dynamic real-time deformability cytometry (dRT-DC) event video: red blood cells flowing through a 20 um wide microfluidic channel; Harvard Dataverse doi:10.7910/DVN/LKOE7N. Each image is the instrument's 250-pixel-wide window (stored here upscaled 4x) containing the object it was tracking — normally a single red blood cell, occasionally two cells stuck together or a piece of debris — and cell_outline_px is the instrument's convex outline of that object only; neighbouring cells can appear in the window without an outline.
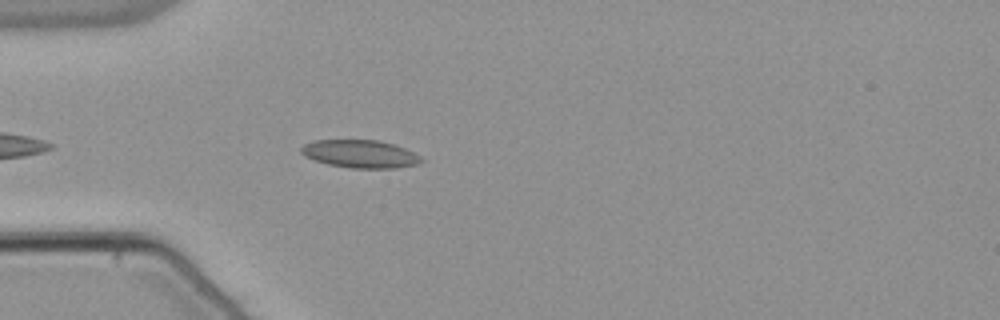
{"species": "common noctule bat (a hibernating species)", "species_latin": "Nyctalus noctula", "temperature_condition": "warm", "stored_images_in_passage": 28, "camera_frame_rate_fps": 3000, "um_per_image_px": 0.085, "animal": {"sex": "male", "body_mass_g": 21.5, "forearm_length_mm": 52.0}, "frame": {"image": 1, "passage_image": 5, "time_ms": 1.333, "image_size_px": [1000, 320], "cell_outline_px": [[424, 160], [420, 164], [396, 168], [352, 168], [328, 164], [304, 156], [300, 152], [300, 148], [304, 144], [316, 140], [380, 140], [404, 148], [420, 156]], "centroid_in_image_um": [30.62, 13.08], "position_along_channel_um": 54.4, "area_um2": 19.48}}
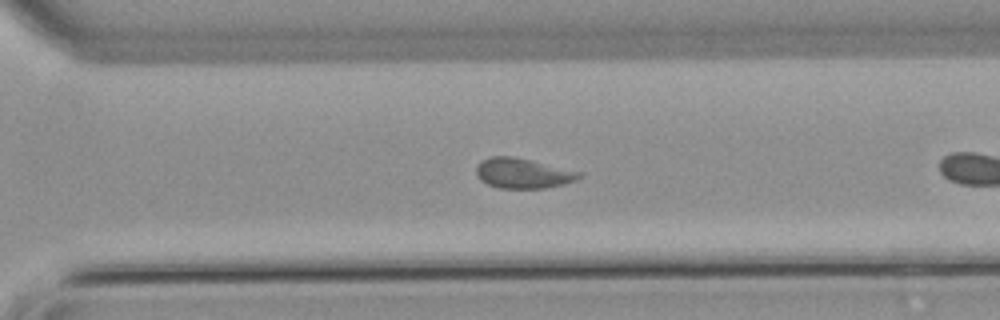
{"frame": {"image": 2, "passage_image": 24, "time_ms": 7.667, "image_size_px": [1000, 320], "cell_outline_px": [[584, 176], [576, 180], [564, 184], [544, 188], [496, 188], [480, 180], [476, 176], [476, 164], [480, 160], [488, 156], [512, 156], [580, 172]], "centroid_in_image_um": [44.38, 14.73], "position_along_channel_um": 326.2, "area_um2": 18.09}}